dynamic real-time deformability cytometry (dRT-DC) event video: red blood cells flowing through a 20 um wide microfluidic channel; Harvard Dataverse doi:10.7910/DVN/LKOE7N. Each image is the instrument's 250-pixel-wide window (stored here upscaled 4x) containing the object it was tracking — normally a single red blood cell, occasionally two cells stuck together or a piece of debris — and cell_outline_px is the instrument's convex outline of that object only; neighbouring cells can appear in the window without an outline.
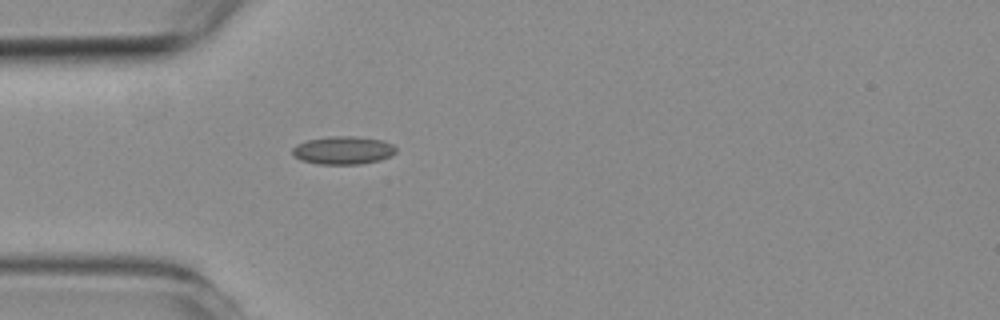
{"species": "common noctule bat (a hibernating species)", "species_latin": "Nyctalus noctula", "temperature_condition": "room temperature", "stored_images_in_passage": 1, "camera_frame_rate_fps": 3000, "um_per_image_px": 0.085, "animal": {"sex": "female", "body_mass_g": 19.3, "forearm_length_mm": 54.1}, "frame": {"image": 1, "passage_image": 1, "time_ms": 0.0, "image_size_px": [1000, 320], "cell_outline_px": [[396, 152], [392, 156], [380, 160], [360, 164], [316, 164], [300, 160], [292, 156], [292, 148], [296, 144], [308, 140], [328, 136], [352, 136], [384, 140], [392, 144], [396, 148]], "centroid_in_image_um": [29.15, 12.78], "position_along_channel_um": 55.8, "area_um2": 17.17}}